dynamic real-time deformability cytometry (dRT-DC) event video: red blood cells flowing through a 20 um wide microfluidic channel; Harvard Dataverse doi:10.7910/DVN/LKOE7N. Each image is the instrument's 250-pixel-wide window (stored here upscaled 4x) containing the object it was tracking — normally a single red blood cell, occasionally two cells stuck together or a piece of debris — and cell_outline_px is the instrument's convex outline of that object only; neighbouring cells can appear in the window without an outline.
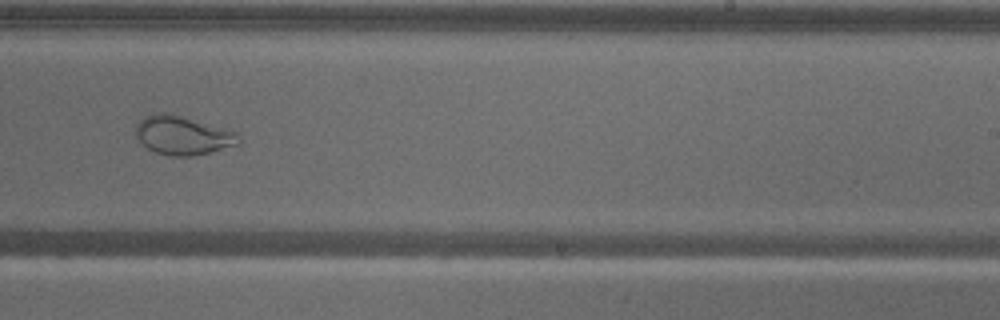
{"species": "common noctule bat (a hibernating species)", "species_latin": "Nyctalus noctula", "temperature_condition": "warm", "stored_images_in_passage": 59, "camera_frame_rate_fps": 3000, "um_per_image_px": 0.085, "animal": {"sex": "male", "body_mass_g": 18.8}, "frame": {"image": 1, "passage_image": 37, "time_ms": 12.0, "image_size_px": [1000, 320], "cell_outline_px": [[240, 140], [236, 144], [208, 152], [192, 156], [172, 156], [156, 152], [148, 148], [136, 136], [136, 124], [144, 116], [160, 112], [168, 112], [236, 132], [240, 136]], "centroid_in_image_um": [15.49, 11.49], "position_along_channel_um": 273.5, "area_um2": 22.77}}
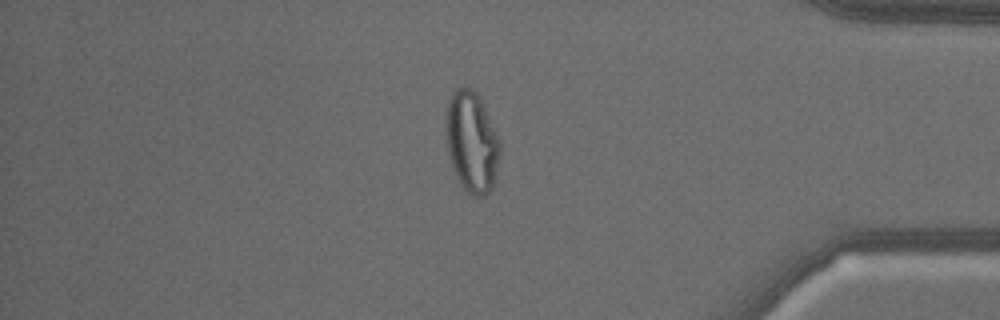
{"frame": {"image": 2, "passage_image": 50, "time_ms": 16.333, "image_size_px": [1000, 320], "cell_outline_px": [[500, 152], [496, 184], [484, 196], [472, 196], [460, 184], [452, 164], [448, 148], [448, 100], [452, 92], [456, 88], [468, 88], [476, 92], [500, 140]], "centroid_in_image_um": [40.15, 12.13], "position_along_channel_um": 395.0, "area_um2": 31.04}}
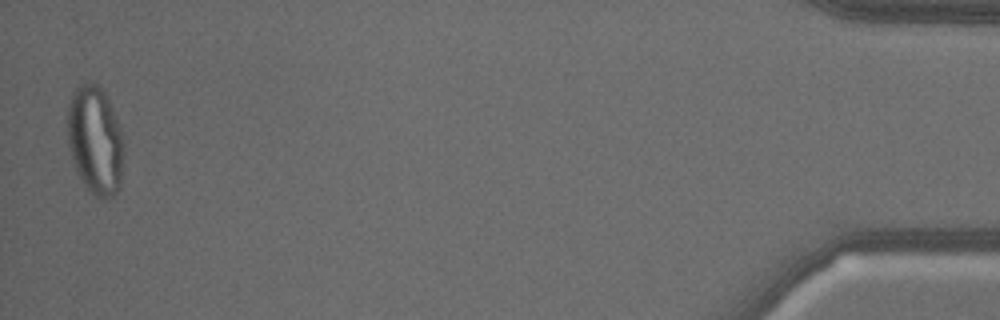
{"frame": {"image": 3, "passage_image": 58, "time_ms": 19.0, "image_size_px": [1000, 320], "cell_outline_px": [[124, 152], [120, 184], [116, 192], [108, 200], [100, 200], [84, 184], [72, 160], [68, 140], [68, 104], [76, 88], [80, 84], [88, 80], [92, 80], [104, 88], [108, 96], [120, 124], [124, 144]], "centroid_in_image_um": [8.13, 11.87], "position_along_channel_um": 427.1, "area_um2": 36.18}}